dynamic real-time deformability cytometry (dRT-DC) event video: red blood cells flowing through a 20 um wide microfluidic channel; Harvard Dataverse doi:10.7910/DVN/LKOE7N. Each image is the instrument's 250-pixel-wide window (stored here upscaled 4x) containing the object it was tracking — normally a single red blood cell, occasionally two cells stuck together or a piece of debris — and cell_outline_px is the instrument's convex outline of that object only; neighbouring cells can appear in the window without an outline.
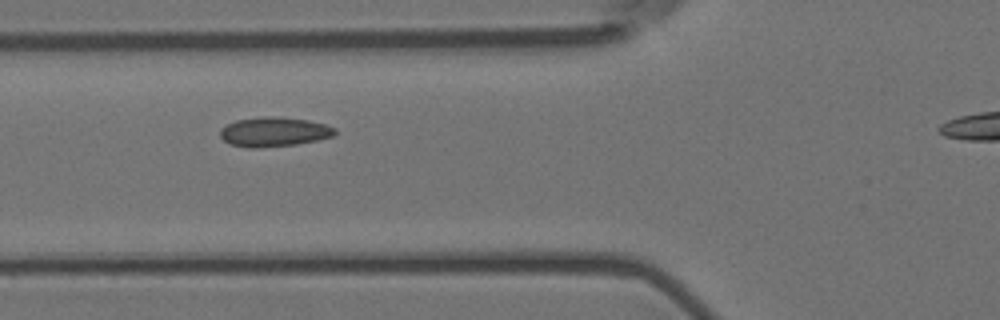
{"species": "Egyptian fruit bat (a non-hibernating species)", "species_latin": "Rousettus aegyptiacus", "temperature_condition": "room temperature", "stored_images_in_passage": 6, "segment_of_instrument_passage": [1, 2], "camera_frame_rate_fps": 3000, "um_per_image_px": 0.085, "animal": {"sex": "female"}, "frame": {"image": 1, "passage_image": 2, "time_ms": 0.333, "image_size_px": [1000, 320], "cell_outline_px": [[336, 132], [332, 136], [316, 140], [296, 144], [256, 148], [252, 148], [228, 144], [220, 136], [220, 128], [236, 120], [264, 116], [276, 116], [308, 120], [324, 124], [336, 128]], "centroid_in_image_um": [23.26, 11.2], "position_along_channel_um": 102.5, "area_um2": 19.65}}
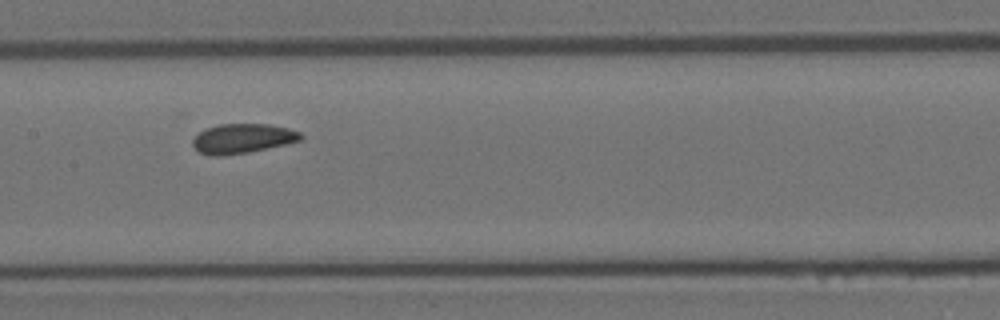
{"frame": {"image": 2, "passage_image": 4, "time_ms": 1.0, "image_size_px": [1000, 320], "cell_outline_px": [[304, 136], [300, 140], [284, 144], [248, 152], [220, 156], [212, 156], [200, 152], [192, 144], [192, 140], [204, 128], [220, 124], [268, 124], [288, 128], [300, 132]], "centroid_in_image_um": [20.6, 11.76], "position_along_channel_um": 186.8, "area_um2": 18.44}}
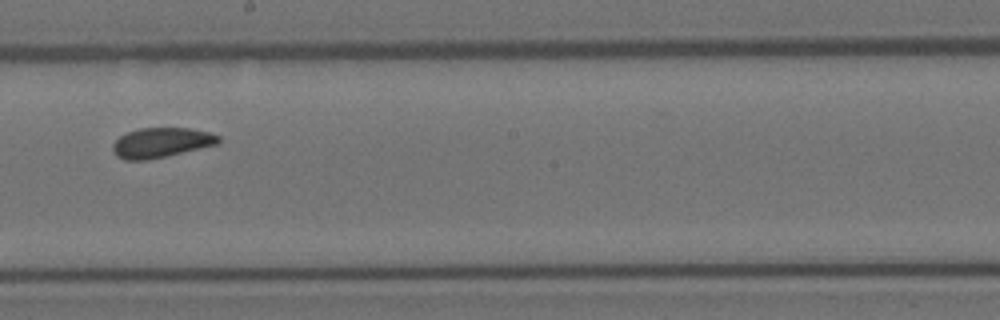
{"frame": {"image": 3, "passage_image": 5, "time_ms": 1.333, "image_size_px": [1000, 320], "cell_outline_px": [[220, 140], [216, 144], [164, 156], [144, 160], [124, 160], [116, 156], [112, 148], [112, 144], [120, 136], [128, 132], [140, 128], [188, 128], [212, 132], [220, 136]], "centroid_in_image_um": [13.68, 12.11], "position_along_channel_um": 234.5, "area_um2": 18.15}}